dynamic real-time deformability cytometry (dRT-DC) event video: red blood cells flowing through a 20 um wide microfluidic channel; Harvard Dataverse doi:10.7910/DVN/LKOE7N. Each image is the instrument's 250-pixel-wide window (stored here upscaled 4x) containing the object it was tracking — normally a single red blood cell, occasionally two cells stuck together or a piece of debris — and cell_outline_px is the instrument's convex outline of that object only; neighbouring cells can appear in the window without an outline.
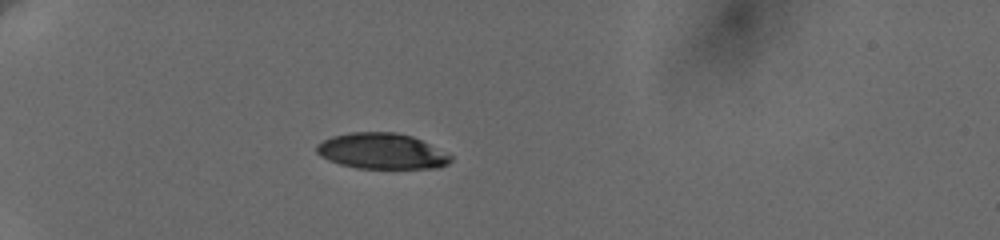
{"species": "human", "species_latin": "Homo sapiens", "temperature_condition": "cold", "stored_images_in_passage": 5, "camera_frame_rate_fps": 3000, "um_per_image_px": 0.085, "donor": {"sex": "female"}, "frame": {"image": 1, "passage_image": 1, "time_ms": 0.0, "image_size_px": [1000, 240], "cell_outline_px": [[452, 160], [448, 164], [440, 168], [356, 168], [340, 164], [328, 160], [320, 156], [316, 152], [316, 144], [332, 136], [352, 132], [396, 132], [412, 136], [452, 156]], "centroid_in_image_um": [32.42, 12.85], "position_along_channel_um": 52.6, "area_um2": 27.86}}